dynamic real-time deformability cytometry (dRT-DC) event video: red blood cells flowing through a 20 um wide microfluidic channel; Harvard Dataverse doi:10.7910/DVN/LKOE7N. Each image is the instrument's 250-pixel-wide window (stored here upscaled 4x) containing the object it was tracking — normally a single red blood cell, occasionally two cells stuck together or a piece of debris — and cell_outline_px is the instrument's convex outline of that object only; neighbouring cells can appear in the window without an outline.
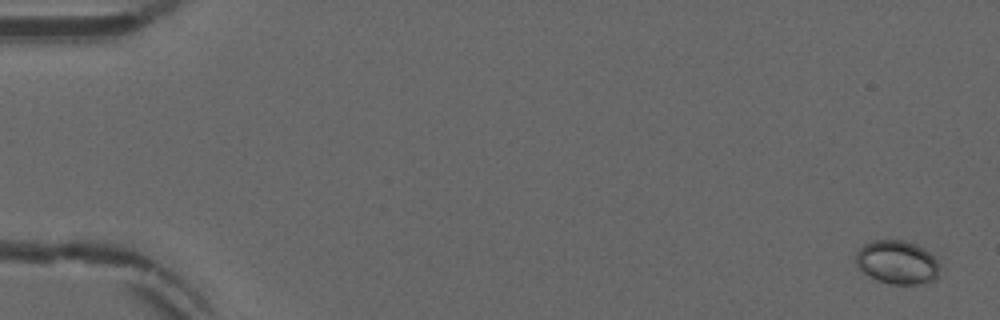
{"species": "common noctule bat (a hibernating species)", "species_latin": "Nyctalus noctula", "temperature_condition": "warm", "stored_images_in_passage": 52, "camera_frame_rate_fps": 3000, "um_per_image_px": 0.085, "animal": {"sex": "male", "forearm_length_mm": 52.5}, "frame": {"image": 1, "passage_image": 2, "time_ms": 0.333, "image_size_px": [1000, 320], "cell_outline_px": [[940, 264], [936, 280], [916, 284], [892, 284], [876, 280], [864, 272], [856, 264], [856, 252], [864, 244], [872, 240], [900, 240], [916, 244], [924, 248]], "centroid_in_image_um": [76.26, 22.29], "position_along_channel_um": 8.7, "area_um2": 21.21}}
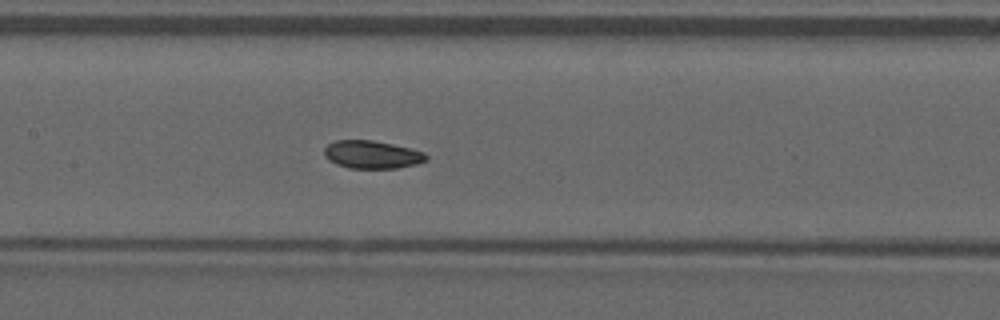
{"frame": {"image": 2, "passage_image": 27, "time_ms": 8.667, "image_size_px": [1000, 320], "cell_outline_px": [[428, 160], [416, 164], [396, 168], [348, 168], [336, 164], [328, 160], [324, 156], [324, 148], [328, 144], [336, 140], [372, 140], [412, 148], [424, 152], [428, 156]], "centroid_in_image_um": [31.62, 13.14], "position_along_channel_um": 175.8, "area_um2": 16.7}}
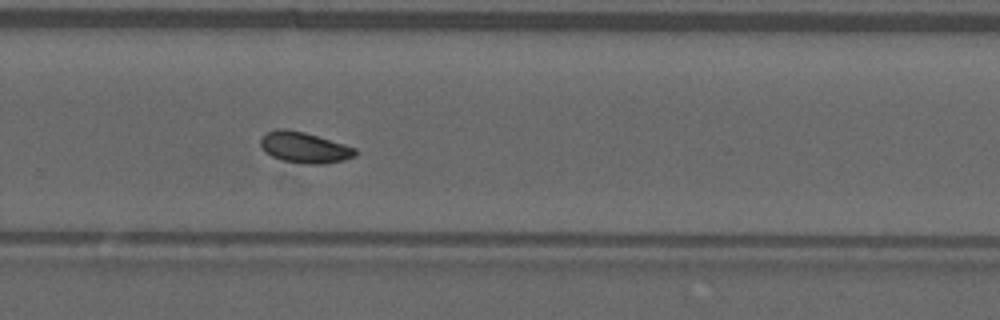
{"frame": {"image": 3, "passage_image": 37, "time_ms": 12.0, "image_size_px": [1000, 320], "cell_outline_px": [[356, 156], [344, 160], [324, 164], [304, 164], [280, 160], [264, 152], [260, 144], [260, 136], [276, 128], [284, 128], [304, 132], [344, 144], [356, 148]], "centroid_in_image_um": [25.84, 12.54], "position_along_channel_um": 304.0, "area_um2": 17.22}}